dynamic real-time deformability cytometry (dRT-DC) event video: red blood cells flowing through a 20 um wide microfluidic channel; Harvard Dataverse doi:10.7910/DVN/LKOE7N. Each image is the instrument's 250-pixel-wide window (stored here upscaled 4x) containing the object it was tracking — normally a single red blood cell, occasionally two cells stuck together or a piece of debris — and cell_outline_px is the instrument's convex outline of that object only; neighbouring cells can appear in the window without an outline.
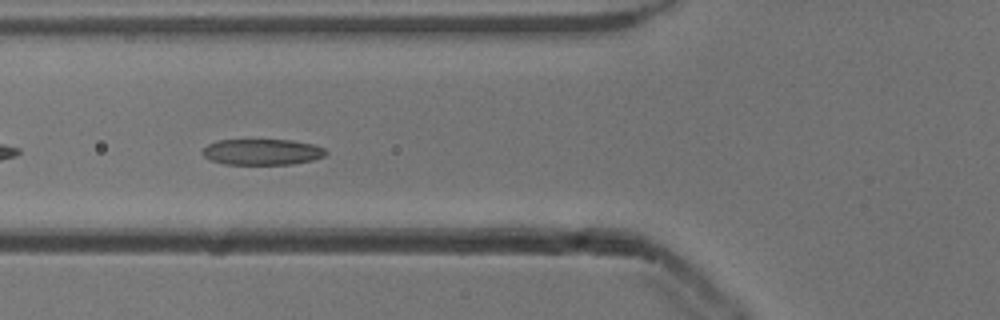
{"species": "common noctule bat (a hibernating species)", "species_latin": "Nyctalus noctula", "temperature_condition": "cold", "stored_images_in_passage": 38, "camera_frame_rate_fps": 3000, "um_per_image_px": 0.085, "animal": {"sex": "male", "body_mass_g": 13.3}, "frame": {"image": 1, "passage_image": 5, "time_ms": 1.333, "image_size_px": [1000, 320], "cell_outline_px": [[328, 152], [324, 156], [312, 160], [292, 164], [224, 164], [212, 160], [204, 156], [200, 152], [208, 144], [216, 140], [292, 140], [312, 144], [324, 148]], "centroid_in_image_um": [22.27, 12.91], "position_along_channel_um": 103.5, "area_um2": 18.61}}
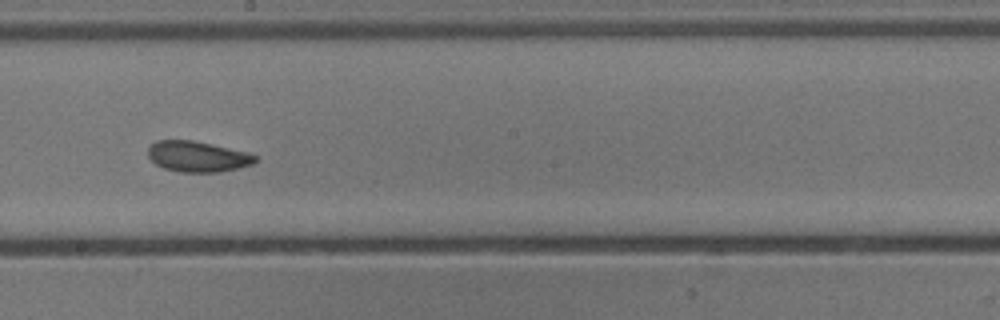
{"frame": {"image": 2, "passage_image": 15, "time_ms": 4.667, "image_size_px": [1000, 320], "cell_outline_px": [[256, 160], [252, 164], [220, 172], [180, 172], [164, 168], [156, 164], [148, 156], [148, 148], [156, 140], [192, 140], [212, 144], [248, 152], [256, 156]], "centroid_in_image_um": [16.78, 13.3], "position_along_channel_um": 231.4, "area_um2": 19.07}}
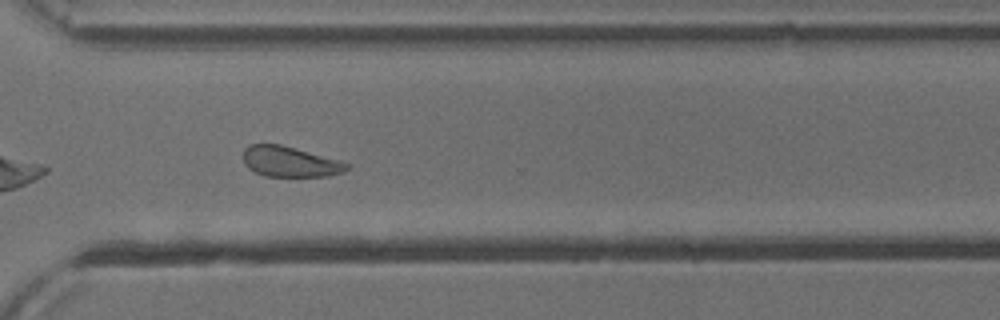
{"frame": {"image": 3, "passage_image": 24, "time_ms": 7.667, "image_size_px": [1000, 320], "cell_outline_px": [[352, 168], [344, 172], [328, 176], [264, 176], [248, 168], [244, 164], [244, 148], [248, 144], [280, 144], [340, 160], [348, 164]], "centroid_in_image_um": [24.66, 13.74], "position_along_channel_um": 345.9, "area_um2": 18.44}, "authors_computed_cell_mechanics": {"area_um2": 19.4208, "velocity_mm_per_s": 3.8272, "shape_relaxation_time_tau1_ms": 4.431, "shape_relaxation_time_tau2_ms": 2.235, "deformation_change_tau1": 0.1213, "deformation_change_tau2": 0.0818}}